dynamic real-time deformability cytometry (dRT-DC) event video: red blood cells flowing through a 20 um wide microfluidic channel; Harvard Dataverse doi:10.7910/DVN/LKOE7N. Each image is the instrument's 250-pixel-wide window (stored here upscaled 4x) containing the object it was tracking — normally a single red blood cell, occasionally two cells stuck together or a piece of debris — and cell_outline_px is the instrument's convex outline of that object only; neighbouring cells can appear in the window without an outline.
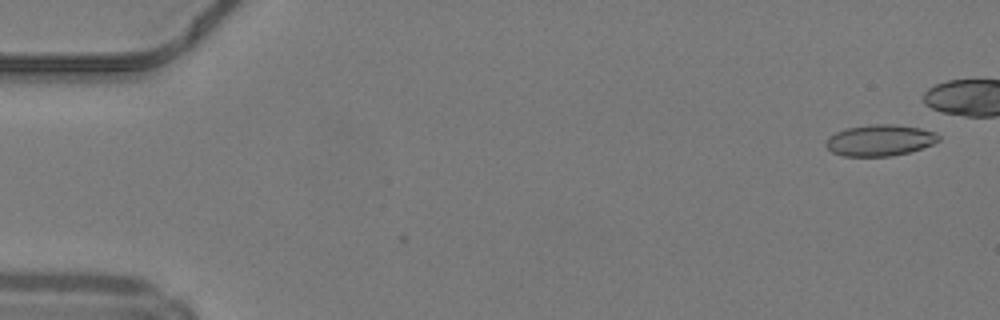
{"species": "common noctule bat (a hibernating species)", "species_latin": "Nyctalus noctula", "temperature_condition": "warm", "stored_images_in_passage": 10, "camera_frame_rate_fps": 3000, "um_per_image_px": 0.085, "animal": {"sex": "male", "body_mass_g": 19.2, "forearm_length_mm": 51.8}, "frame": {"image": 1, "passage_image": 2, "time_ms": 0.333, "image_size_px": [1000, 320], "cell_outline_px": [[940, 140], [932, 144], [908, 152], [892, 156], [844, 156], [832, 152], [824, 144], [836, 132], [848, 128], [872, 124], [892, 124], [920, 128], [936, 132], [940, 136]], "centroid_in_image_um": [74.82, 11.92], "position_along_channel_um": 10.2, "area_um2": 20.29}}